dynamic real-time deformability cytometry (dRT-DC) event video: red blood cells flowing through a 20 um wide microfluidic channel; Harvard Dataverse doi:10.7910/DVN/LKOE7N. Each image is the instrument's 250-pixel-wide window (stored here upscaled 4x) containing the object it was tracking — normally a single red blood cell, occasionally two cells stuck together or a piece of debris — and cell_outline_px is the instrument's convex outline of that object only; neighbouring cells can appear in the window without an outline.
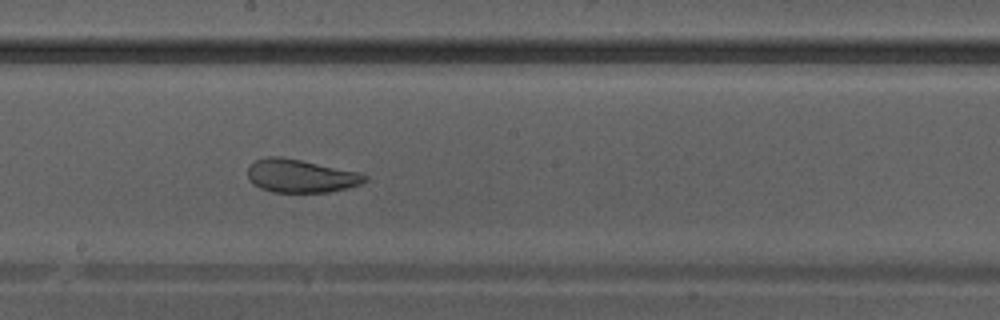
{"species": "Egyptian fruit bat (a non-hibernating species)", "species_latin": "Rousettus aegyptiacus", "temperature_condition": "warm", "stored_images_in_passage": 41, "camera_frame_rate_fps": 3000, "um_per_image_px": 0.085, "animal": {"sex": "male"}, "frame": {"image": 1, "passage_image": 24, "time_ms": 7.667, "image_size_px": [1000, 320], "cell_outline_px": [[368, 180], [360, 184], [348, 188], [328, 192], [272, 192], [260, 188], [252, 184], [248, 176], [248, 168], [256, 160], [268, 156], [280, 156], [360, 172], [368, 176]], "centroid_in_image_um": [25.57, 14.96], "position_along_channel_um": 222.6, "area_um2": 22.66}}